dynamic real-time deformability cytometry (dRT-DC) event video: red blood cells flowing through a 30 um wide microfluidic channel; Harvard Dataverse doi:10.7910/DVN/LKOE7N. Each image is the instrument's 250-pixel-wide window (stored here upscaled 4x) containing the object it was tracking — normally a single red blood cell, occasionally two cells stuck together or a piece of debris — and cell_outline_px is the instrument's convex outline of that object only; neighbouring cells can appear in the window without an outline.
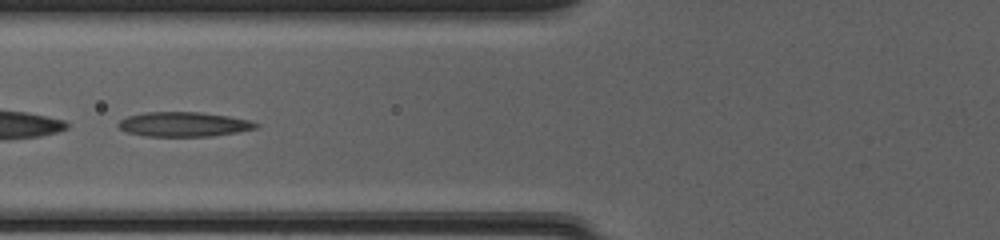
{"species": "common noctule bat (a hibernating species)", "species_latin": "Nyctalus noctula", "temperature_condition": "cold", "stored_images_in_passage": 41, "segment_of_instrument_passage": [2, 2], "camera_frame_rate_fps": 3000, "um_per_image_px": 0.085, "animal": {"sex": "female", "body_mass_g": 20.0, "forearm_length_mm": 54.0}, "frame": {"image": 1, "passage_image": 12, "time_ms": 3.667, "image_size_px": [1000, 240], "cell_outline_px": [[260, 124], [256, 128], [236, 132], [212, 136], [144, 136], [128, 132], [120, 128], [116, 124], [120, 120], [128, 116], [144, 112], [200, 112], [228, 116], [248, 120]], "centroid_in_image_um": [15.59, 10.56], "position_along_channel_um": 110.2, "area_um2": 19.59}}
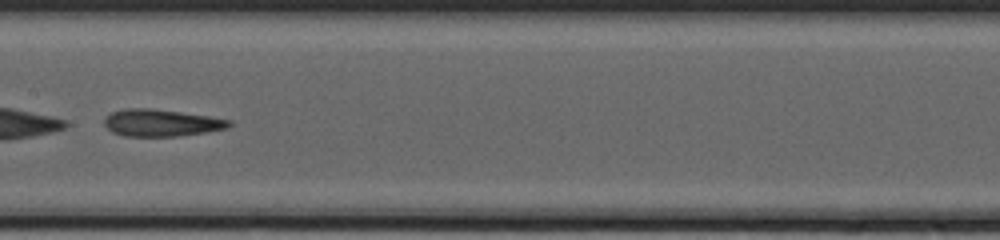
{"frame": {"image": 2, "passage_image": 18, "time_ms": 5.667, "image_size_px": [1000, 240], "cell_outline_px": [[232, 124], [228, 128], [204, 132], [176, 136], [124, 136], [112, 132], [104, 124], [104, 120], [112, 112], [124, 108], [148, 108], [180, 112], [208, 116], [232, 120]], "centroid_in_image_um": [13.71, 10.44], "position_along_channel_um": 193.7, "area_um2": 19.48}}
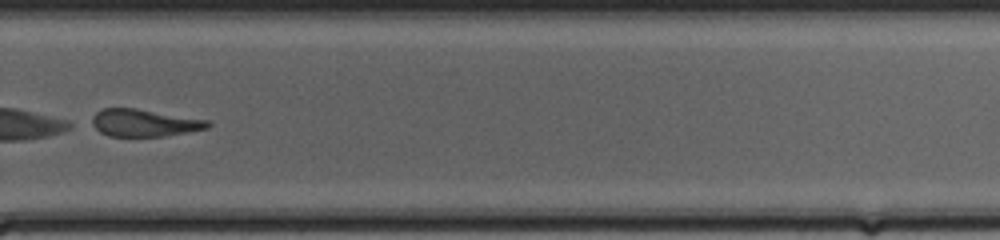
{"frame": {"image": 3, "passage_image": 27, "time_ms": 8.667, "image_size_px": [1000, 240], "cell_outline_px": [[212, 124], [208, 128], [188, 132], [164, 136], [108, 136], [100, 132], [88, 124], [92, 116], [96, 112], [104, 108], [136, 108], [208, 120]], "centroid_in_image_um": [12.21, 10.44], "position_along_channel_um": 317.6, "area_um2": 18.61}}